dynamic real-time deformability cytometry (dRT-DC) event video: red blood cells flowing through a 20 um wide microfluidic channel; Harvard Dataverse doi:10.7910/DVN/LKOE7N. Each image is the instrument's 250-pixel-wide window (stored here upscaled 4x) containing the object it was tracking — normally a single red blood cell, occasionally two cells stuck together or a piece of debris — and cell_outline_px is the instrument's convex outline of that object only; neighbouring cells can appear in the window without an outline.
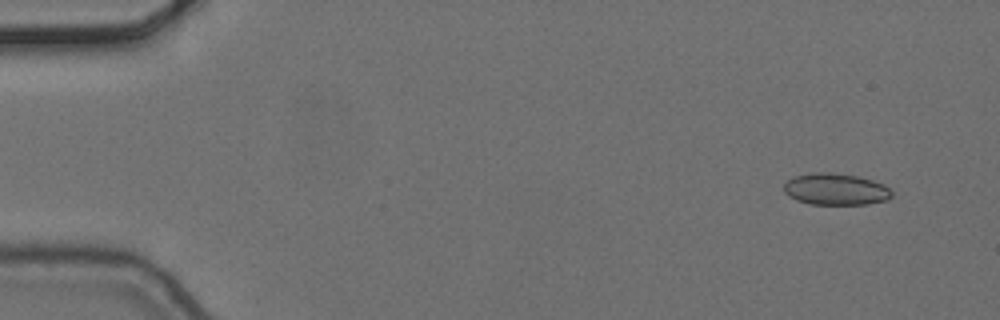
{"species": "common noctule bat (a hibernating species)", "species_latin": "Nyctalus noctula", "temperature_condition": "cold", "stored_images_in_passage": 7, "camera_frame_rate_fps": 3000, "um_per_image_px": 0.085, "animal": {"sex": "female", "body_mass_g": 24.6, "forearm_length_mm": 56.2}, "frame": {"image": 1, "passage_image": 1, "time_ms": 0.0, "image_size_px": [1000, 320], "cell_outline_px": [[892, 196], [888, 200], [868, 204], [808, 204], [796, 200], [788, 196], [784, 192], [784, 184], [792, 176], [812, 172], [828, 172], [856, 176], [872, 180], [884, 184], [892, 192]], "centroid_in_image_um": [71.01, 16.08], "position_along_channel_um": 14.0, "area_um2": 20.06}}
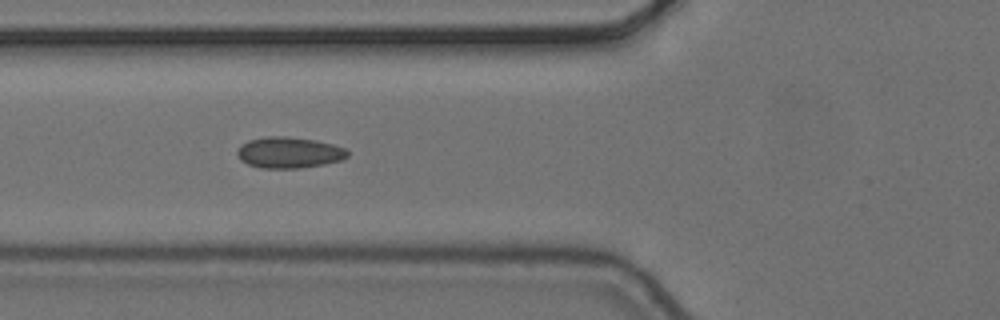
{"frame": {"image": 2, "passage_image": 6, "time_ms": 1.667, "image_size_px": [1000, 320], "cell_outline_px": [[348, 156], [340, 160], [324, 164], [300, 168], [260, 168], [248, 164], [240, 160], [236, 152], [240, 144], [248, 140], [268, 136], [288, 136], [316, 140], [332, 144], [344, 148], [348, 152]], "centroid_in_image_um": [24.53, 12.96], "position_along_channel_um": 101.3, "area_um2": 20.06}}
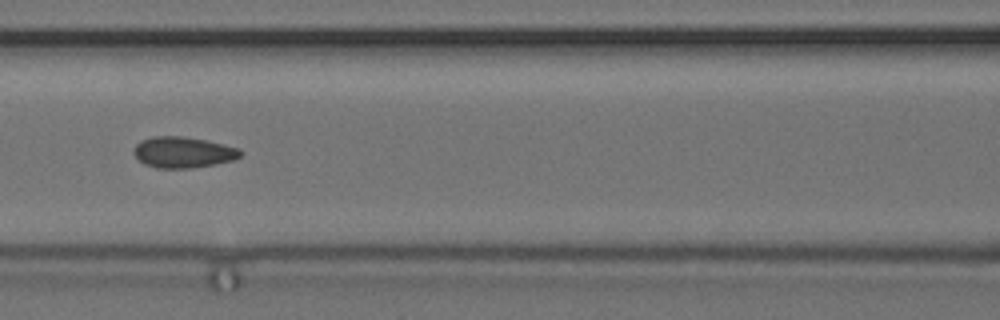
{"frame": {"image": 3, "passage_image": 7, "time_ms": 2.0, "image_size_px": [1000, 320], "cell_outline_px": [[244, 152], [240, 156], [232, 160], [192, 168], [156, 168], [144, 164], [132, 152], [136, 144], [140, 140], [152, 136], [180, 136], [204, 140], [224, 144], [240, 148]], "centroid_in_image_um": [15.55, 12.94], "position_along_channel_um": 151.1, "area_um2": 19.25}}